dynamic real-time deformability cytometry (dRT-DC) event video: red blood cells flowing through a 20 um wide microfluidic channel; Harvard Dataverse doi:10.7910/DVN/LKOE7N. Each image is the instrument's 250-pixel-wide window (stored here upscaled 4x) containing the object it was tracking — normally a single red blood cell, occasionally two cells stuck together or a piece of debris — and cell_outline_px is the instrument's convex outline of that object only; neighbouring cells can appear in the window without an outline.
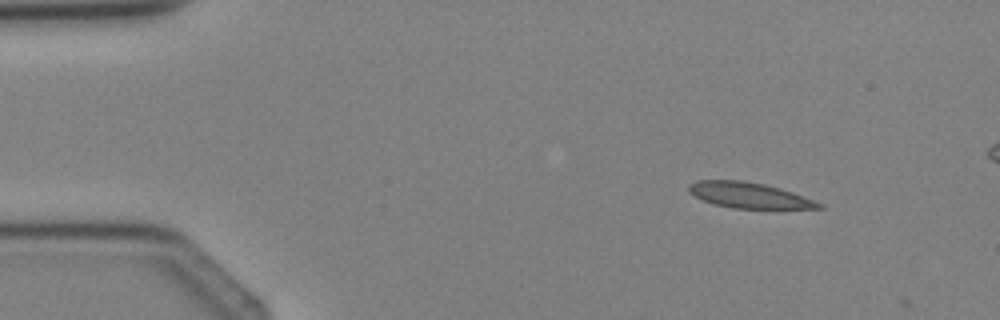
{"species": "Egyptian fruit bat (a non-hibernating species)", "species_latin": "Rousettus aegyptiacus", "temperature_condition": "cold", "stored_images_in_passage": 2, "camera_frame_rate_fps": 3000, "um_per_image_px": 0.085, "animal": {"sex": "female"}, "frame": {"image": 1, "passage_image": 1, "time_ms": 0.0, "image_size_px": [1000, 320], "cell_outline_px": [[824, 208], [732, 208], [712, 204], [688, 192], [688, 184], [696, 180], [740, 180], [764, 184], [780, 188], [792, 192], [824, 204]], "centroid_in_image_um": [63.63, 16.59], "position_along_channel_um": 21.4, "area_um2": 19.31}}